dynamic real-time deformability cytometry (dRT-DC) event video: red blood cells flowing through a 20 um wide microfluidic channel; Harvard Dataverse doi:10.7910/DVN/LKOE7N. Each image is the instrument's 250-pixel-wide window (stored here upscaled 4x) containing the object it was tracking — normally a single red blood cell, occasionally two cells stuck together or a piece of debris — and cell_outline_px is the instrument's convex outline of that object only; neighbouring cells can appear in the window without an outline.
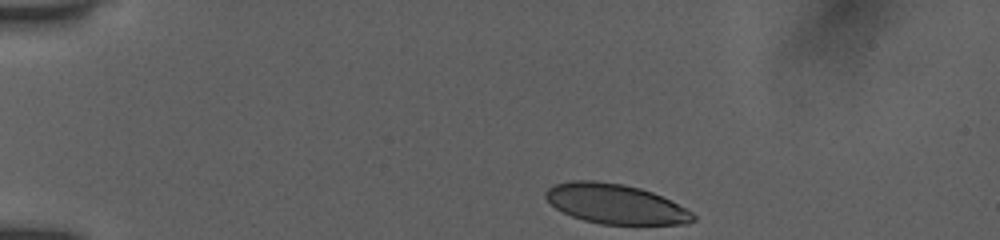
{"species": "human", "species_latin": "Homo sapiens", "temperature_condition": "room temperature", "stored_images_in_passage": 38, "camera_frame_rate_fps": 3000, "um_per_image_px": 0.085, "donor": {"sex": "female"}, "frame": {"image": 1, "passage_image": 1, "time_ms": 0.0, "image_size_px": [1000, 240], "cell_outline_px": [[696, 220], [688, 224], [600, 224], [584, 220], [572, 216], [556, 208], [544, 196], [544, 192], [552, 184], [572, 180], [596, 180], [624, 184], [640, 188], [652, 192], [692, 212], [696, 216]], "centroid_in_image_um": [52.28, 17.32], "position_along_channel_um": 32.7, "area_um2": 34.1}}
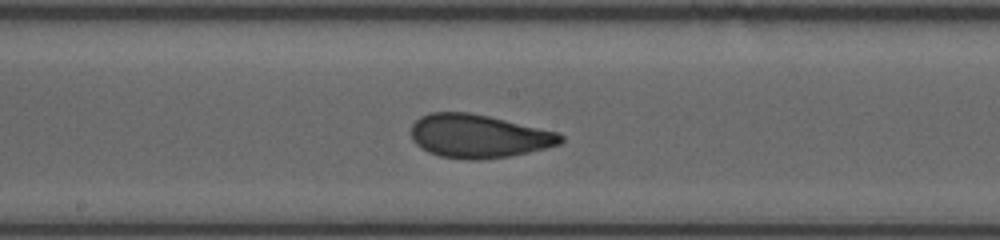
{"frame": {"image": 2, "passage_image": 20, "time_ms": 6.333, "image_size_px": [1000, 240], "cell_outline_px": [[564, 140], [560, 144], [528, 152], [508, 156], [476, 160], [468, 160], [440, 156], [428, 152], [420, 148], [412, 140], [412, 124], [420, 116], [432, 112], [468, 112], [488, 116], [560, 132], [564, 136]], "centroid_in_image_um": [40.68, 11.57], "position_along_channel_um": 207.5, "area_um2": 37.86}}
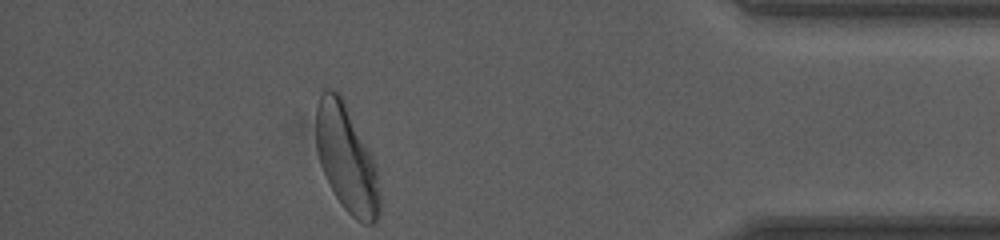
{"frame": {"image": 3, "passage_image": 38, "time_ms": 12.333, "image_size_px": [1000, 240], "cell_outline_px": [[380, 212], [376, 220], [372, 224], [364, 224], [356, 220], [344, 208], [336, 196], [320, 164], [316, 148], [316, 104], [324, 88], [332, 88], [340, 92], [372, 156], [376, 168], [380, 192]], "centroid_in_image_um": [29.45, 13.45], "position_along_channel_um": 405.8, "area_um2": 39.59}, "authors_computed_cell_mechanics": {"area_um2": 37.4544, "velocity_mm_per_s": 3.9089, "shape_relaxation_time_tau1_ms": 3.7266, "shape_relaxation_time_tau2_ms": 0.8689, "deformation_change_tau1": 0.1653, "deformation_change_tau2": 0.0568}}